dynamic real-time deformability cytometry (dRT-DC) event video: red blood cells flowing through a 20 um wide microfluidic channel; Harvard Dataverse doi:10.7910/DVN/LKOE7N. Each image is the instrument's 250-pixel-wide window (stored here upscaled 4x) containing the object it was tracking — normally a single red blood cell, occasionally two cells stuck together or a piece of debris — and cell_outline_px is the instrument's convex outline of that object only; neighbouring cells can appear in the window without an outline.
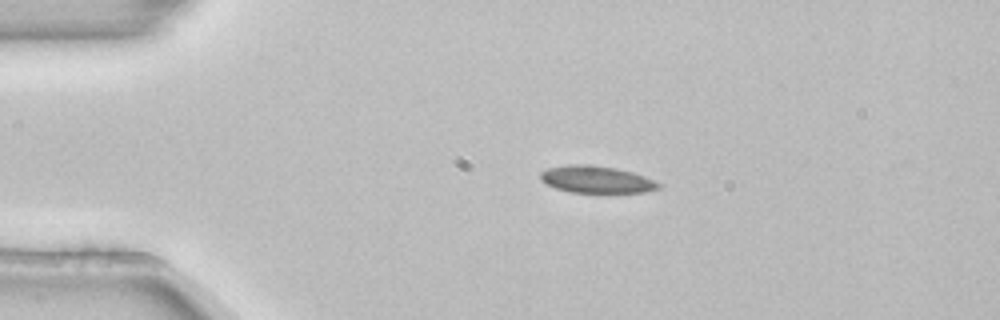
{"species": "common noctule bat (a hibernating species)", "species_latin": "Nyctalus noctula", "temperature_condition": "room temperature", "stored_images_in_passage": 2, "camera_frame_rate_fps": 3000, "um_per_image_px": 0.085, "animal": {"sex": "female", "body_mass_g": 22.7, "forearm_length_mm": 54.2}, "frame": {"image": 1, "passage_image": 1, "time_ms": 0.0, "image_size_px": [1000, 320], "cell_outline_px": [[664, 184], [660, 188], [644, 192], [572, 192], [556, 188], [544, 184], [540, 180], [540, 172], [548, 168], [568, 164], [588, 164], [616, 168], [632, 172], [644, 176]], "centroid_in_image_um": [50.69, 15.25], "position_along_channel_um": 34.3, "area_um2": 18.73}}